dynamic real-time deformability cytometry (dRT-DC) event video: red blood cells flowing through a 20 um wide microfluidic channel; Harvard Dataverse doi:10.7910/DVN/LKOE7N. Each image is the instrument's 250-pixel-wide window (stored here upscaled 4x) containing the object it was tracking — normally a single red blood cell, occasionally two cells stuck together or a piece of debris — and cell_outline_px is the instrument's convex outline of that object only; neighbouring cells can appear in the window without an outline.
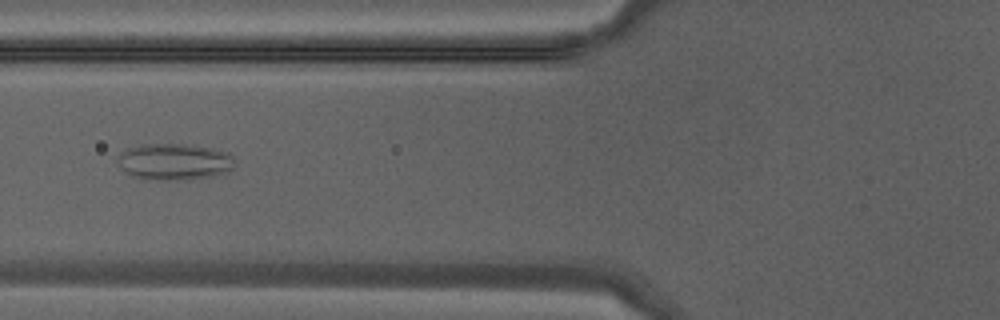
{"species": "Egyptian fruit bat (a non-hibernating species)", "species_latin": "Rousettus aegyptiacus", "temperature_condition": "warm", "stored_images_in_passage": 31, "segment_of_instrument_passage": [1, 2], "camera_frame_rate_fps": 3000, "um_per_image_px": 0.085, "animal": {"sex": "male"}, "frame": {"image": 1, "passage_image": 5, "time_ms": 1.333, "image_size_px": [1000, 320], "cell_outline_px": [[232, 168], [228, 172], [212, 176], [188, 180], [144, 180], [132, 176], [124, 172], [116, 164], [116, 156], [120, 152], [128, 148], [140, 144], [180, 144], [212, 148], [228, 152], [232, 156]], "centroid_in_image_um": [14.73, 13.76], "position_along_channel_um": 111.1, "area_um2": 25.37}}
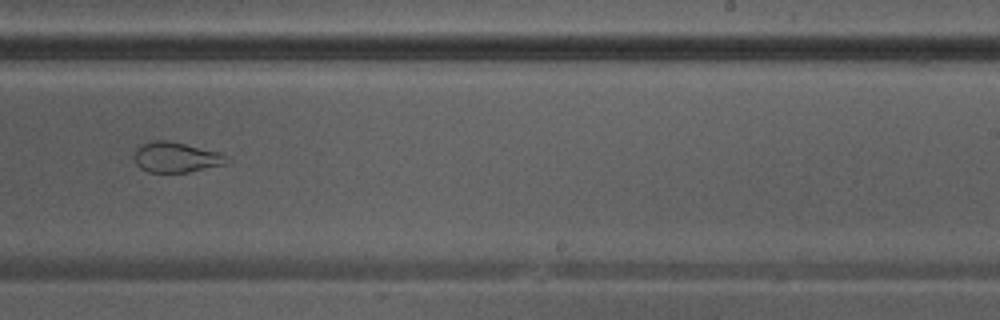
{"frame": {"image": 2, "passage_image": 15, "time_ms": 4.667, "image_size_px": [1000, 320], "cell_outline_px": [[228, 156], [224, 164], [188, 172], [148, 172], [140, 168], [136, 164], [132, 156], [136, 148], [152, 140], [168, 140], [220, 152]], "centroid_in_image_um": [14.91, 13.36], "position_along_channel_um": 274.1, "area_um2": 16.3}}
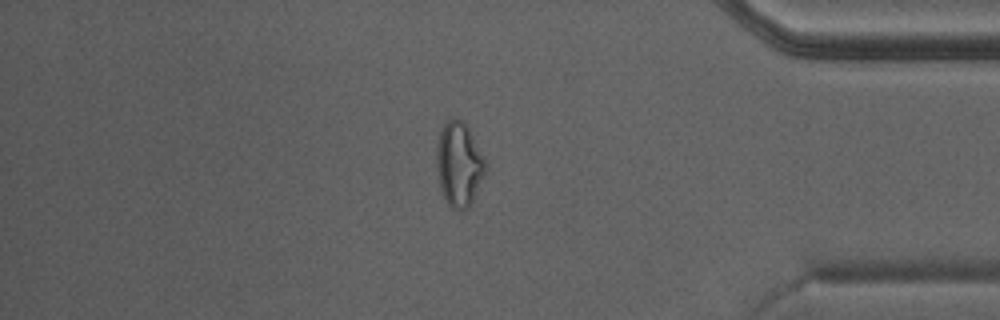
{"frame": {"image": 3, "passage_image": 24, "time_ms": 7.667, "image_size_px": [1000, 320], "cell_outline_px": [[488, 168], [468, 208], [460, 212], [452, 208], [448, 204], [440, 188], [436, 168], [436, 148], [440, 132], [444, 124], [452, 116], [460, 120], [468, 128], [484, 156], [488, 164]], "centroid_in_image_um": [39.02, 13.97], "position_along_channel_um": 396.2, "area_um2": 24.16}}